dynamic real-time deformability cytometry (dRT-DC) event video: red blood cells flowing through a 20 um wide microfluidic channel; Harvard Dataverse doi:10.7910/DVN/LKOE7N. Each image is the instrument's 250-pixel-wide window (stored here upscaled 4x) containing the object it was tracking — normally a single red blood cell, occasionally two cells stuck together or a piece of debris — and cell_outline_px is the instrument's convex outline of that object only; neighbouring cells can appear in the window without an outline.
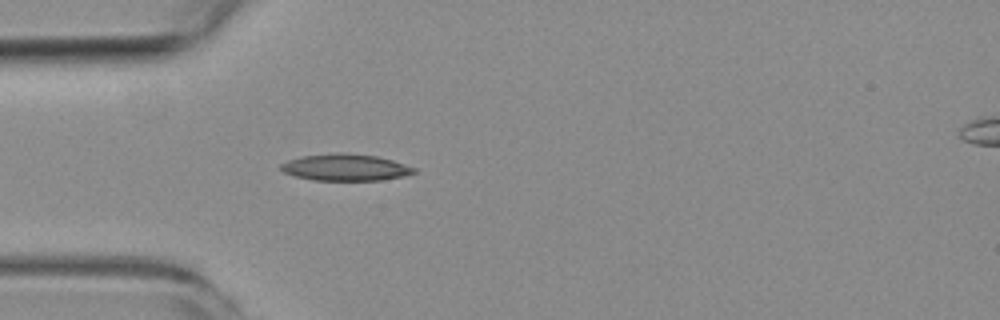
{"species": "common noctule bat (a hibernating species)", "species_latin": "Nyctalus noctula", "temperature_condition": "room temperature", "stored_images_in_passage": 5, "camera_frame_rate_fps": 3000, "um_per_image_px": 0.085, "animal": {"sex": "female", "body_mass_g": 19.3, "forearm_length_mm": 54.1}, "frame": {"image": 1, "passage_image": 4, "time_ms": 4.0, "image_size_px": [1000, 320], "cell_outline_px": [[416, 172], [404, 176], [380, 180], [312, 180], [296, 176], [284, 172], [280, 168], [280, 164], [288, 160], [304, 156], [340, 152], [376, 156], [392, 160], [416, 168]], "centroid_in_image_um": [29.37, 14.23], "position_along_channel_um": 55.6, "area_um2": 20.52}}